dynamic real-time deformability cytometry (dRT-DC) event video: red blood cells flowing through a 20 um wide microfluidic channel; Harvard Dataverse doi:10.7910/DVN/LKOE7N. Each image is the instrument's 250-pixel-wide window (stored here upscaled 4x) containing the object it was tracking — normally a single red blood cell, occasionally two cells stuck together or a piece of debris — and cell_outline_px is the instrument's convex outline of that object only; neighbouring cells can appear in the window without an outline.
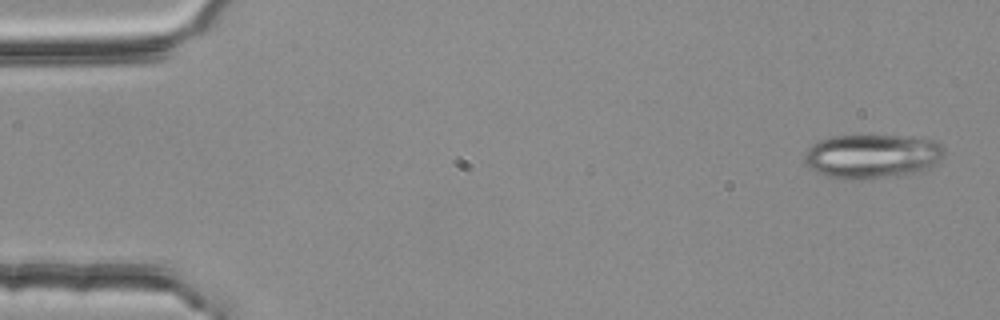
{"species": "common noctule bat (a hibernating species)", "species_latin": "Nyctalus noctula", "temperature_condition": "room temperature", "stored_images_in_passage": 3, "camera_frame_rate_fps": 3000, "um_per_image_px": 0.085, "animal": {"sex": "female", "body_mass_g": 25.1}, "frame": {"image": 1, "passage_image": 1, "time_ms": 0.0, "image_size_px": [1000, 320], "cell_outline_px": [[944, 152], [936, 164], [932, 168], [920, 172], [904, 176], [852, 180], [844, 180], [824, 176], [808, 168], [804, 160], [804, 156], [808, 148], [816, 140], [828, 136], [856, 132], [936, 140], [944, 148]], "centroid_in_image_um": [74.08, 13.26], "position_along_channel_um": 10.9, "area_um2": 37.69}}